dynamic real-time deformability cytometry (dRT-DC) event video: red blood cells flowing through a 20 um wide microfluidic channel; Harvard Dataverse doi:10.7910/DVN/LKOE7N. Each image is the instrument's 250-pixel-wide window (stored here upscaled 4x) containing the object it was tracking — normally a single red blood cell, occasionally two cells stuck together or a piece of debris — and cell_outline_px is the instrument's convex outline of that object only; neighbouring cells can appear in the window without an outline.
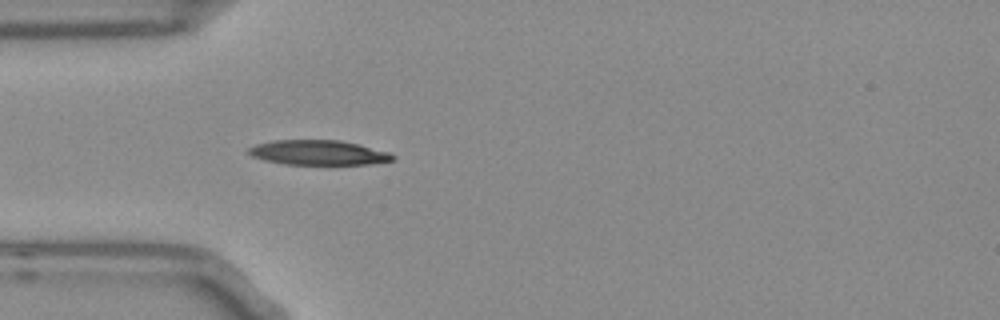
{"species": "Egyptian fruit bat (a non-hibernating species)", "species_latin": "Rousettus aegyptiacus", "temperature_condition": "room temperature", "stored_images_in_passage": 39, "camera_frame_rate_fps": 3000, "um_per_image_px": 0.085, "frame": {"image": 1, "passage_image": 1, "time_ms": 0.0, "image_size_px": [1000, 320], "cell_outline_px": [[396, 156], [392, 160], [372, 164], [284, 164], [264, 160], [252, 156], [244, 152], [248, 148], [256, 144], [272, 140], [340, 140], [388, 152]], "centroid_in_image_um": [26.99, 12.97], "position_along_channel_um": 58.0, "area_um2": 20.75}}
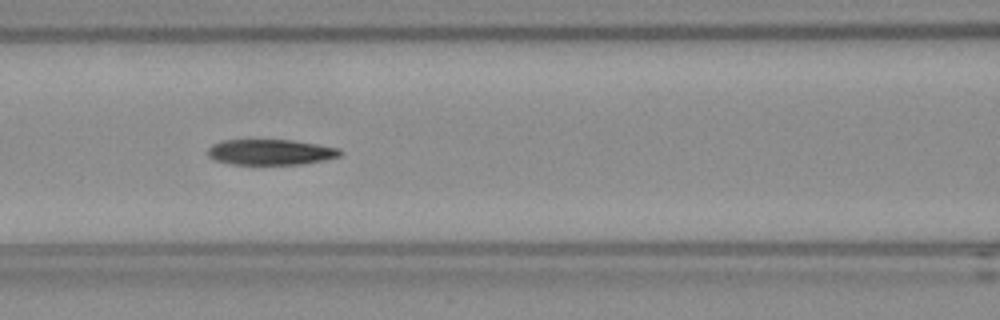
{"frame": {"image": 2, "passage_image": 8, "time_ms": 2.333, "image_size_px": [1000, 320], "cell_outline_px": [[344, 152], [340, 156], [324, 160], [300, 164], [232, 164], [212, 160], [208, 156], [208, 148], [212, 144], [224, 140], [292, 140], [340, 148]], "centroid_in_image_um": [22.99, 12.93], "position_along_channel_um": 143.6, "area_um2": 19.77}}
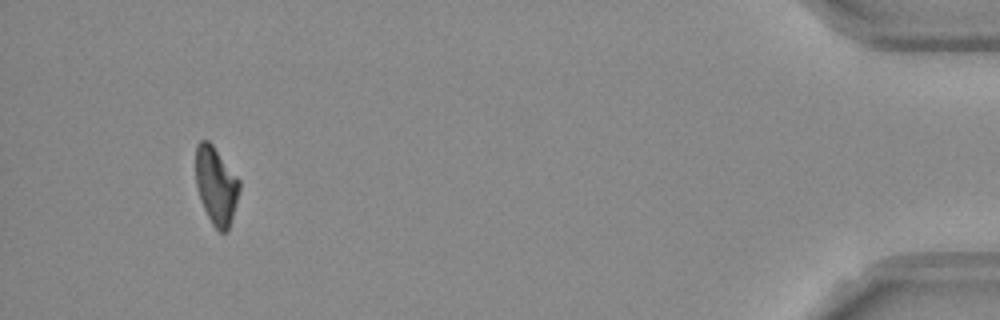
{"frame": {"image": 3, "passage_image": 36, "time_ms": 11.667, "image_size_px": [1000, 320], "cell_outline_px": [[240, 192], [228, 232], [220, 232], [212, 224], [204, 208], [196, 184], [196, 144], [200, 140], [208, 140], [212, 144], [240, 180]], "centroid_in_image_um": [18.39, 15.78], "position_along_channel_um": 416.8, "area_um2": 19.71}, "authors_computed_cell_mechanics": {"area_um2": 20.7502, "velocity_mm_per_s": 3.7434, "shape_relaxation_time_tau1_ms": null, "shape_relaxation_time_tau2_ms": 2.7899, "deformation_change_tau1": null, "deformation_change_tau2": 0.1086}}